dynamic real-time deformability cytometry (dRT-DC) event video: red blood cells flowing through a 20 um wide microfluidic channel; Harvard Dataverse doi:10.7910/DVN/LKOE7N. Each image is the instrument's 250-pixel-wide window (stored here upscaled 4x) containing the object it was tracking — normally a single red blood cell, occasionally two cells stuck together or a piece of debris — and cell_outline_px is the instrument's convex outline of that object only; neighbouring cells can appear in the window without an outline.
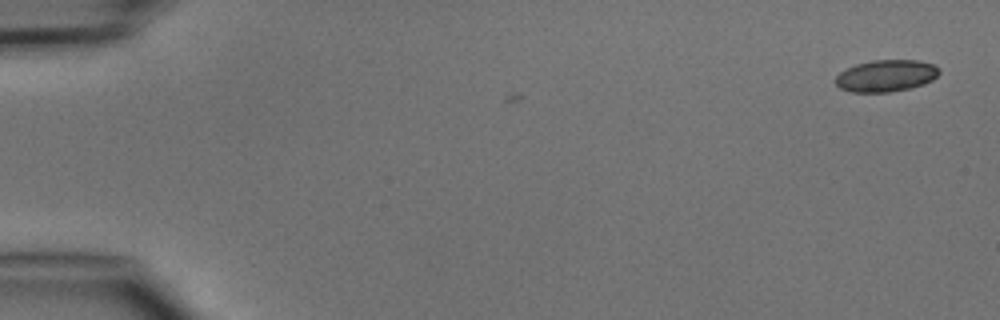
{"species": "common noctule bat (a hibernating species)", "species_latin": "Nyctalus noctula", "temperature_condition": "cold", "stored_images_in_passage": 2, "camera_frame_rate_fps": 3000, "um_per_image_px": 0.085, "animal": {"sex": "male", "body_mass_g": 15.6}, "frame": {"image": 1, "passage_image": 2, "time_ms": 1.333, "image_size_px": [1000, 320], "cell_outline_px": [[940, 72], [932, 80], [924, 84], [912, 88], [892, 92], [852, 92], [840, 88], [836, 84], [836, 76], [840, 72], [856, 64], [872, 60], [916, 60], [932, 64], [940, 68]], "centroid_in_image_um": [75.33, 6.44], "position_along_channel_um": 9.7, "area_um2": 19.25}}